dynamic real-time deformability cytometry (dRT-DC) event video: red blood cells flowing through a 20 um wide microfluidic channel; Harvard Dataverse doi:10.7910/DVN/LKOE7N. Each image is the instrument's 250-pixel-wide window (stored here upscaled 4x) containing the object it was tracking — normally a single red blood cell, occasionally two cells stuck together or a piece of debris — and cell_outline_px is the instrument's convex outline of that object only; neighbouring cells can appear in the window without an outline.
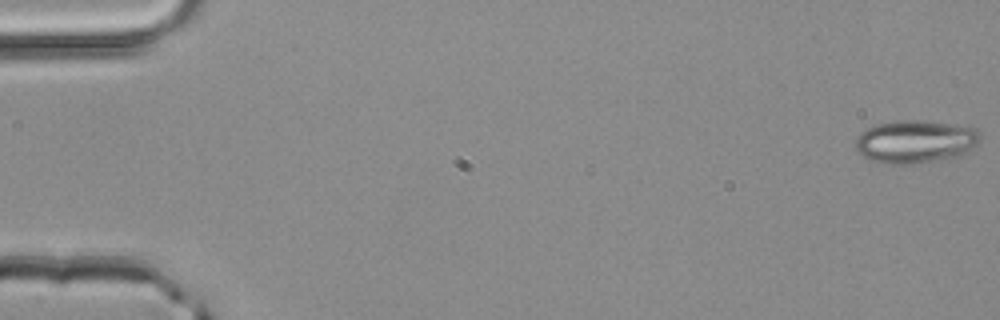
{"species": "common noctule bat (a hibernating species)", "species_latin": "Nyctalus noctula", "temperature_condition": "room temperature", "stored_images_in_passage": 4, "camera_frame_rate_fps": 3000, "um_per_image_px": 0.085, "animal": {"sex": "male", "body_mass_g": 20.4}, "frame": {"image": 1, "passage_image": 1, "time_ms": 0.0, "image_size_px": [1000, 320], "cell_outline_px": [[980, 140], [976, 144], [960, 156], [948, 160], [908, 164], [884, 164], [868, 160], [856, 152], [856, 136], [860, 132], [876, 124], [896, 120], [916, 120], [948, 124], [976, 128], [980, 132]], "centroid_in_image_um": [77.76, 12.06], "position_along_channel_um": 7.2, "area_um2": 31.56}}